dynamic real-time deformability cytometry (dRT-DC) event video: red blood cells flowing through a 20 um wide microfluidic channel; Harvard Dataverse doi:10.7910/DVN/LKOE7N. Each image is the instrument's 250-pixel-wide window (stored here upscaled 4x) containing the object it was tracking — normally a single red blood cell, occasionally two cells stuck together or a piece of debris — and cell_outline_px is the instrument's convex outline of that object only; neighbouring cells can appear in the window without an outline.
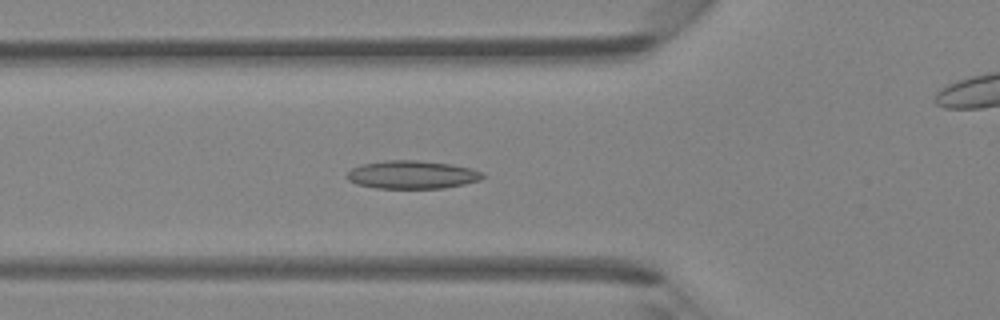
{"species": "Egyptian fruit bat (a non-hibernating species)", "species_latin": "Rousettus aegyptiacus", "temperature_condition": "room temperature", "stored_images_in_passage": 36, "camera_frame_rate_fps": 3000, "um_per_image_px": 0.085, "animal": {"sex": "female"}, "frame": {"image": 1, "passage_image": 6, "time_ms": 1.667, "image_size_px": [1000, 320], "cell_outline_px": [[484, 176], [480, 180], [464, 184], [444, 188], [376, 188], [356, 184], [348, 180], [344, 176], [352, 168], [360, 164], [388, 160], [416, 160], [452, 164], [472, 168], [484, 172]], "centroid_in_image_um": [35.02, 14.84], "position_along_channel_um": 90.8, "area_um2": 22.43}}
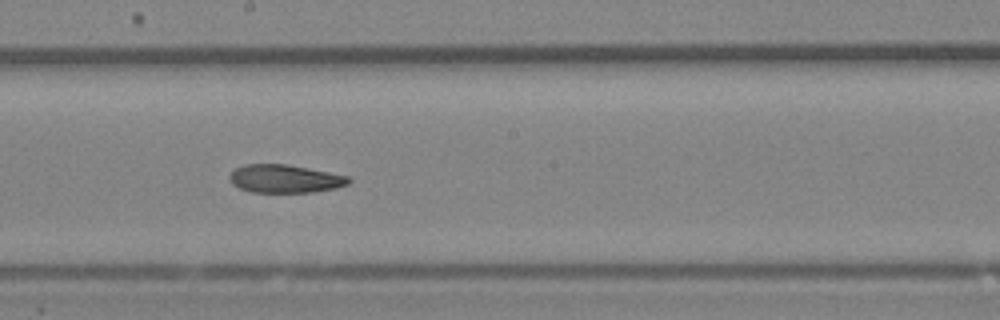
{"frame": {"image": 2, "passage_image": 15, "time_ms": 4.667, "image_size_px": [1000, 320], "cell_outline_px": [[352, 180], [348, 184], [336, 188], [312, 192], [252, 192], [240, 188], [232, 184], [228, 176], [236, 168], [244, 164], [288, 164], [348, 176]], "centroid_in_image_um": [24.21, 15.19], "position_along_channel_um": 224.0, "area_um2": 19.48}}
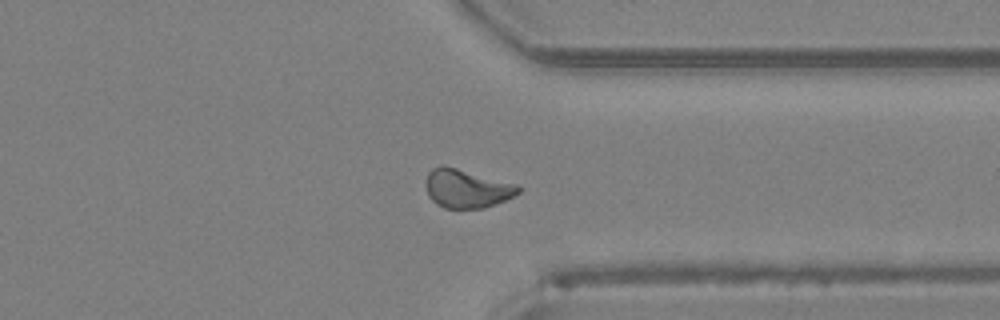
{"frame": {"image": 3, "passage_image": 25, "time_ms": 8.0, "image_size_px": [1000, 320], "cell_outline_px": [[520, 192], [504, 200], [484, 208], [444, 208], [436, 204], [428, 196], [428, 172], [432, 168], [440, 164], [444, 164], [520, 184]], "centroid_in_image_um": [39.7, 16.0], "position_along_channel_um": 371.7, "area_um2": 20.92}}